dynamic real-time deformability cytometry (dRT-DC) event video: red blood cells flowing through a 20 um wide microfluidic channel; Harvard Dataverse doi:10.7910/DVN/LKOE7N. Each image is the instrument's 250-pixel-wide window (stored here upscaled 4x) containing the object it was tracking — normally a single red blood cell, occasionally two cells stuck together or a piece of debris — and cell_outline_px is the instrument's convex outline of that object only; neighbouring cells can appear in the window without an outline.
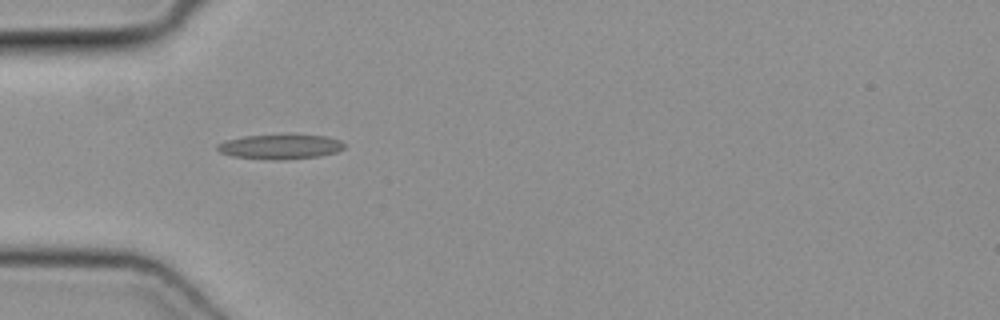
{"species": "common noctule bat (a hibernating species)", "species_latin": "Nyctalus noctula", "temperature_condition": "cold", "stored_images_in_passage": 39, "camera_frame_rate_fps": 3000, "um_per_image_px": 0.085, "animal": {"sex": "female", "body_mass_g": 19.3, "forearm_length_mm": 54.1}, "frame": {"image": 1, "passage_image": 4, "time_ms": 1.0, "image_size_px": [1000, 320], "cell_outline_px": [[344, 148], [336, 152], [320, 156], [284, 160], [272, 160], [232, 156], [220, 152], [216, 148], [216, 144], [224, 140], [244, 136], [324, 136], [340, 140], [344, 144]], "centroid_in_image_um": [23.78, 12.49], "position_along_channel_um": 61.2, "area_um2": 17.98}}
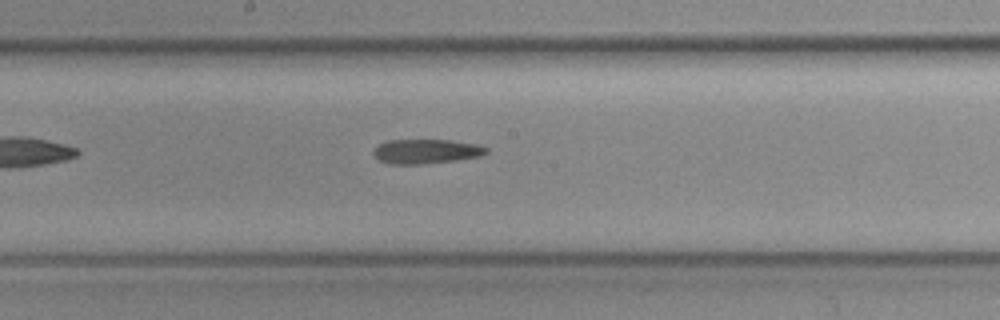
{"frame": {"image": 2, "passage_image": 15, "time_ms": 4.667, "image_size_px": [1000, 320], "cell_outline_px": [[488, 152], [480, 156], [456, 160], [420, 164], [388, 164], [380, 160], [372, 152], [380, 144], [388, 140], [448, 140], [476, 144], [488, 148]], "centroid_in_image_um": [36.23, 12.87], "position_along_channel_um": 212.0, "area_um2": 15.9}}
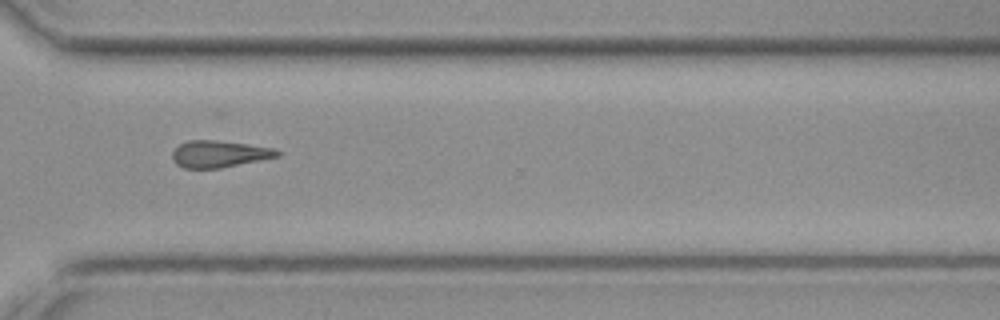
{"frame": {"image": 3, "passage_image": 25, "time_ms": 8.0, "image_size_px": [1000, 320], "cell_outline_px": [[280, 156], [220, 168], [184, 168], [176, 164], [172, 160], [172, 152], [180, 144], [188, 140], [216, 140], [272, 148], [280, 152]], "centroid_in_image_um": [18.59, 13.09], "position_along_channel_um": 352.0, "area_um2": 16.18}}